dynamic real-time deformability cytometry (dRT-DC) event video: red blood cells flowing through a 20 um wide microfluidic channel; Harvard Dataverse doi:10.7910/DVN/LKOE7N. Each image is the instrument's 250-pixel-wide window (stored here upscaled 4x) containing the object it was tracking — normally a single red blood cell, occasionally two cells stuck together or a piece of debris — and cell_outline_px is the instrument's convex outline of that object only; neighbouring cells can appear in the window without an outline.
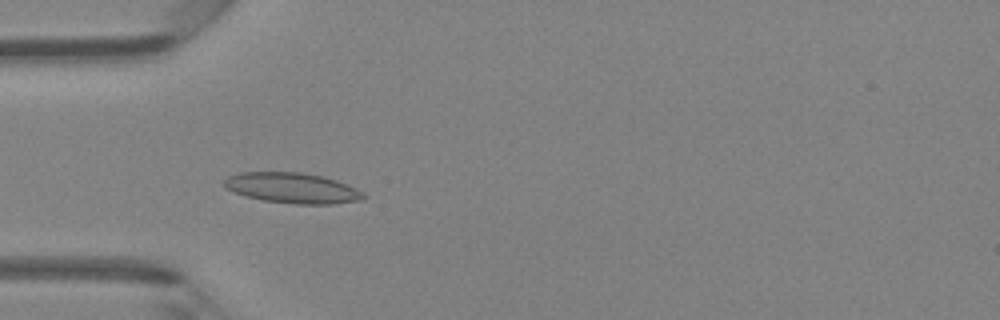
{"species": "Egyptian fruit bat (a non-hibernating species)", "species_latin": "Rousettus aegyptiacus", "temperature_condition": "room temperature", "stored_images_in_passage": 47, "camera_frame_rate_fps": 3000, "um_per_image_px": 0.085, "animal": {"sex": "female"}, "frame": {"image": 1, "passage_image": 14, "time_ms": 4.333, "image_size_px": [1000, 320], "cell_outline_px": [[368, 196], [356, 200], [332, 204], [296, 204], [264, 200], [248, 196], [224, 188], [224, 180], [228, 176], [240, 172], [300, 172], [324, 176], [336, 180], [356, 188], [364, 192]], "centroid_in_image_um": [24.85, 15.97], "position_along_channel_um": 60.1, "area_um2": 24.57}}
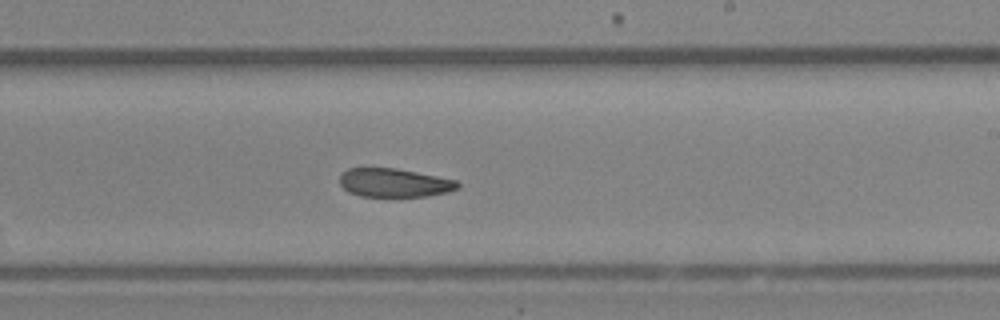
{"frame": {"image": 2, "passage_image": 28, "time_ms": 9.0, "image_size_px": [1000, 320], "cell_outline_px": [[460, 188], [448, 192], [424, 196], [360, 196], [348, 192], [340, 184], [340, 176], [348, 168], [396, 168], [456, 180], [460, 184]], "centroid_in_image_um": [33.51, 15.53], "position_along_channel_um": 255.5, "area_um2": 19.54}}
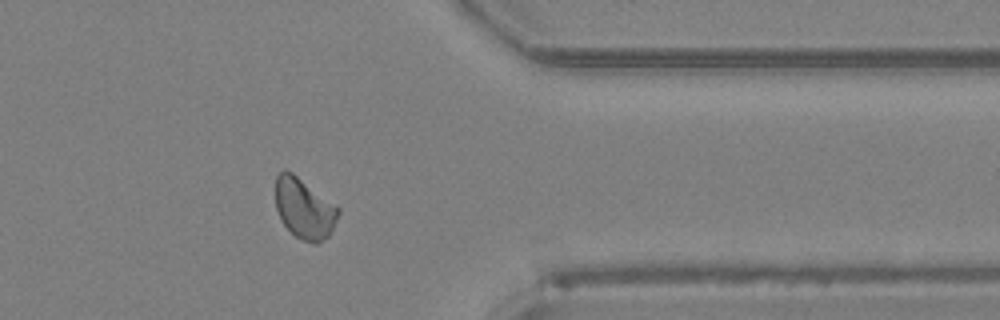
{"frame": {"image": 3, "passage_image": 38, "time_ms": 12.333, "image_size_px": [1000, 320], "cell_outline_px": [[340, 212], [328, 236], [316, 244], [304, 240], [296, 236], [280, 220], [276, 208], [276, 176], [284, 168], [292, 172], [340, 208]], "centroid_in_image_um": [25.84, 17.7], "position_along_channel_um": 385.6, "area_um2": 21.85}, "authors_computed_cell_mechanics": {"area_um2": 22.1374, "velocity_mm_per_s": 4.2677, "shape_relaxation_time_tau1_ms": 5.7155, "shape_relaxation_time_tau2_ms": 4.2599, "deformation_change_tau1": 0.0959, "deformation_change_tau2": 0.078}}